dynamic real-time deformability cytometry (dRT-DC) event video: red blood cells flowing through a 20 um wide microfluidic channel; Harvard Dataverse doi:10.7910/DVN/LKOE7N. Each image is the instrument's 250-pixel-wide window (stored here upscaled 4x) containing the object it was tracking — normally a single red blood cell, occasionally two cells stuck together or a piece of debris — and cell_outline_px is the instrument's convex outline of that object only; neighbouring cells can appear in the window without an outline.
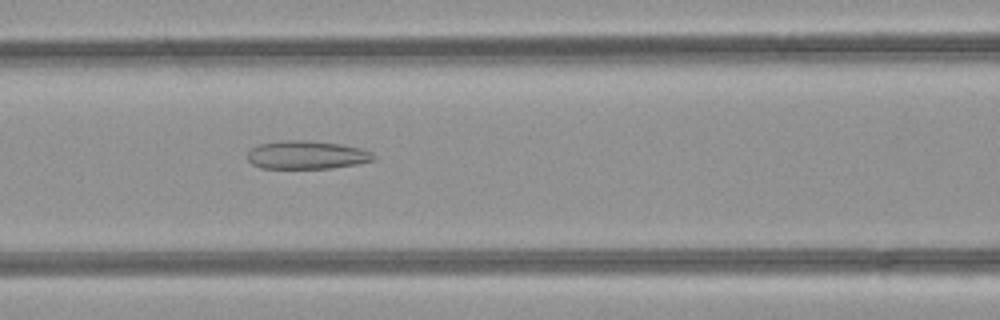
{"species": "common noctule bat (a hibernating species)", "species_latin": "Nyctalus noctula", "temperature_condition": "room temperature", "stored_images_in_passage": 42, "camera_frame_rate_fps": 3000, "um_per_image_px": 0.085, "animal": {"sex": "female", "body_mass_g": 21.9}, "frame": {"image": 1, "passage_image": 14, "time_ms": 4.333, "image_size_px": [1000, 320], "cell_outline_px": [[376, 156], [372, 160], [356, 164], [332, 168], [260, 168], [252, 164], [248, 160], [248, 152], [252, 148], [260, 144], [284, 140], [304, 140], [340, 144], [360, 148], [372, 152]], "centroid_in_image_um": [26.06, 13.17], "position_along_channel_um": 140.5, "area_um2": 20.63}}
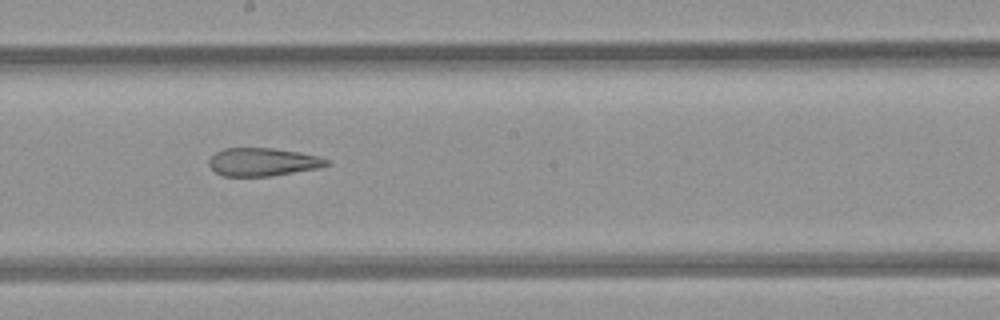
{"frame": {"image": 2, "passage_image": 20, "time_ms": 6.333, "image_size_px": [1000, 320], "cell_outline_px": [[328, 164], [316, 168], [272, 176], [224, 176], [216, 172], [208, 164], [208, 160], [216, 152], [224, 148], [272, 148], [300, 152], [320, 156], [328, 160]], "centroid_in_image_um": [22.31, 13.76], "position_along_channel_um": 225.9, "area_um2": 19.13}}
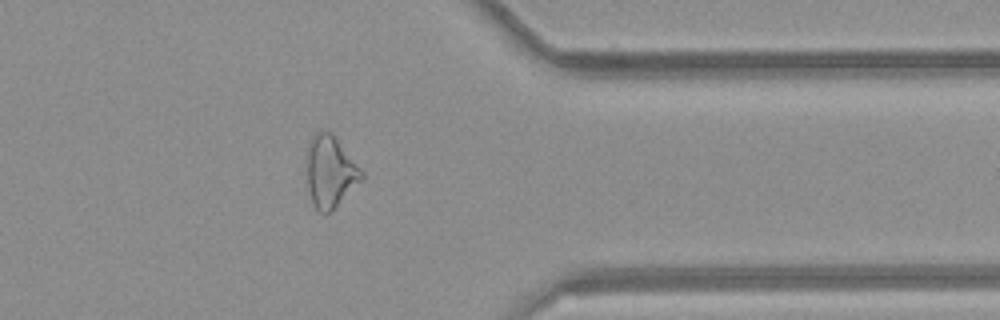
{"frame": {"image": 3, "passage_image": 32, "time_ms": 10.333, "image_size_px": [1000, 320], "cell_outline_px": [[364, 176], [328, 212], [320, 212], [312, 204], [308, 188], [304, 164], [308, 148], [312, 136], [320, 128], [328, 128], [332, 132], [364, 172]], "centroid_in_image_um": [28.0, 14.49], "position_along_channel_um": 383.4, "area_um2": 22.95}, "authors_computed_cell_mechanics": {"area_um2": 23.7847, "velocity_mm_per_s": 4.27, "shape_relaxation_time_tau1_ms": null, "shape_relaxation_time_tau2_ms": 3.1146, "deformation_change_tau1": null, "deformation_change_tau2": 0.1402}}